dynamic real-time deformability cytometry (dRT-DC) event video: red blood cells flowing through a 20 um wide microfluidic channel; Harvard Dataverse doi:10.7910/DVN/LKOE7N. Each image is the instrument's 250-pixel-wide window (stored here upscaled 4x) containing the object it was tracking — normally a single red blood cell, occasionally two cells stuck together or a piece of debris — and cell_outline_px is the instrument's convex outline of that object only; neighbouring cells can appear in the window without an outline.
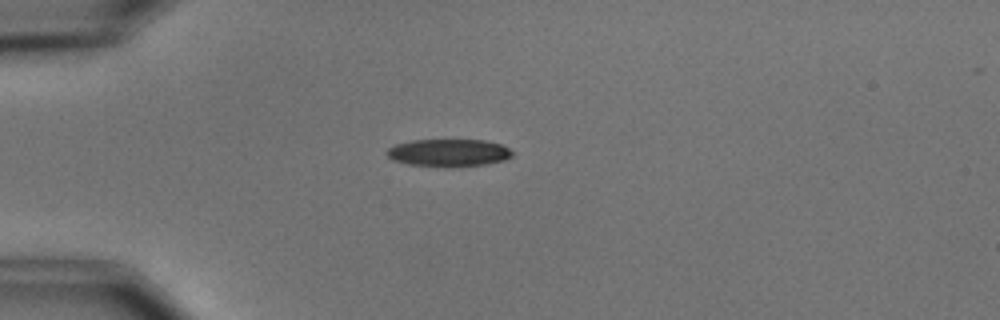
{"species": "common noctule bat (a hibernating species)", "species_latin": "Nyctalus noctula", "temperature_condition": "cold", "stored_images_in_passage": 35, "camera_frame_rate_fps": 3000, "um_per_image_px": 0.085, "animal": {"sex": "male", "body_mass_g": 15.6}, "frame": {"image": 1, "passage_image": 1, "time_ms": 0.0, "image_size_px": [1000, 320], "cell_outline_px": [[512, 156], [504, 160], [484, 164], [412, 164], [396, 160], [388, 156], [388, 148], [396, 144], [412, 140], [484, 140], [500, 144], [508, 148], [512, 152]], "centroid_in_image_um": [38.17, 12.93], "position_along_channel_um": 46.8, "area_um2": 18.84}}
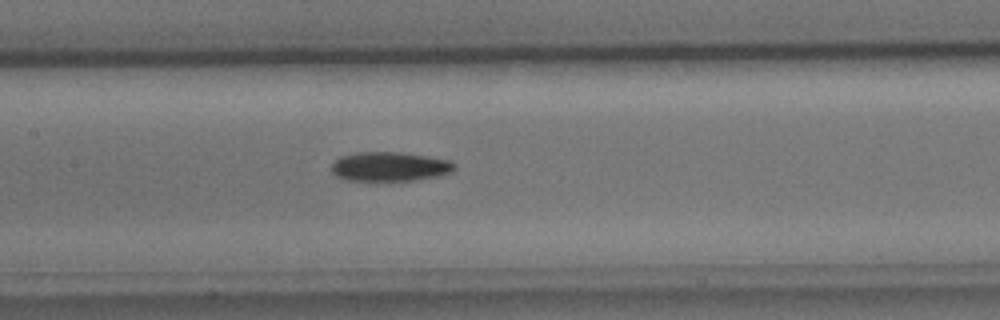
{"frame": {"image": 2, "passage_image": 13, "time_ms": 4.0, "image_size_px": [1000, 320], "cell_outline_px": [[456, 164], [448, 172], [436, 176], [408, 180], [348, 180], [332, 172], [332, 164], [340, 156], [360, 152], [396, 152], [424, 156], [448, 160]], "centroid_in_image_um": [33.07, 14.14], "position_along_channel_um": 174.3, "area_um2": 20.23}}
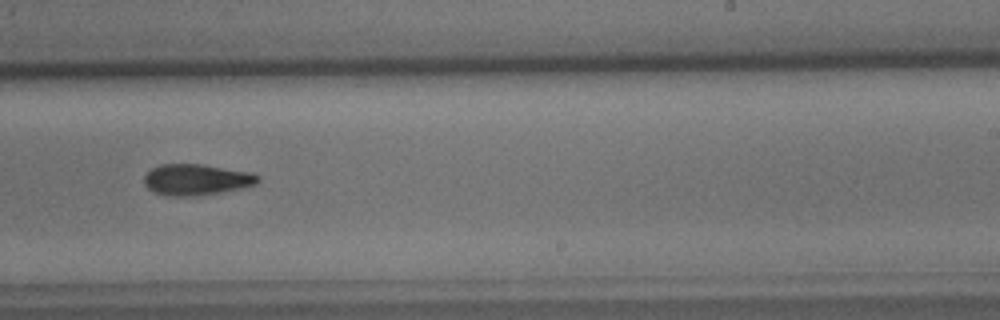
{"frame": {"image": 3, "passage_image": 21, "time_ms": 6.667, "image_size_px": [1000, 320], "cell_outline_px": [[260, 176], [256, 184], [220, 192], [184, 196], [172, 196], [156, 192], [148, 188], [144, 184], [144, 176], [152, 168], [160, 164], [200, 164], [252, 172]], "centroid_in_image_um": [16.68, 15.24], "position_along_channel_um": 272.3, "area_um2": 20.23}, "authors_computed_cell_mechanics": {"area_um2": 20.1144, "velocity_mm_per_s": 3.6836, "shape_relaxation_time_tau1_ms": 6.3977, "shape_relaxation_time_tau2_ms": null, "deformation_change_tau1": 0.1674, "deformation_change_tau2": null}}